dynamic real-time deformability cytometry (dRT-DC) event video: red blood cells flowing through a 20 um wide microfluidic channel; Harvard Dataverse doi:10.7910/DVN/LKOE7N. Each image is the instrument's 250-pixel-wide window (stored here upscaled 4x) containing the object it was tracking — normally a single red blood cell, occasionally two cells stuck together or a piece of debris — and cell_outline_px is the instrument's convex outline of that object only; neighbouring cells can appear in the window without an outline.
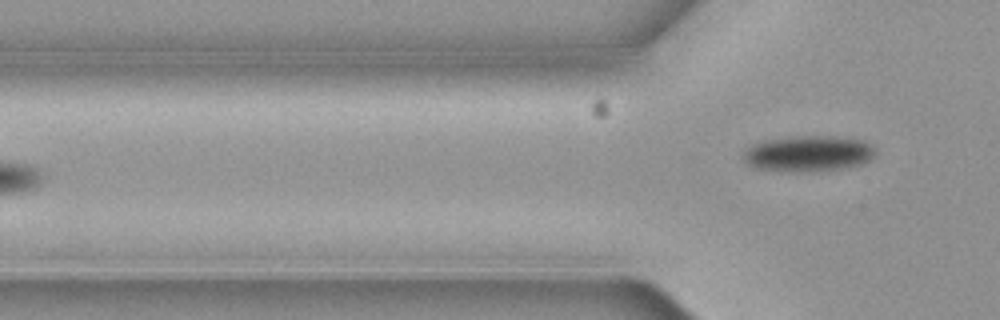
{"species": "common noctule bat (a hibernating species)", "species_latin": "Nyctalus noctula", "temperature_condition": "cold", "stored_images_in_passage": 5, "camera_frame_rate_fps": 3000, "um_per_image_px": 0.085, "animal": {"sex": "female", "body_mass_g": 19.3, "forearm_length_mm": 54.1}, "frame": {"image": 1, "passage_image": 5, "time_ms": 1.333, "image_size_px": [1000, 320], "cell_outline_px": [[876, 152], [868, 160], [860, 164], [844, 168], [756, 168], [748, 164], [744, 160], [744, 152], [752, 144], [760, 140], [788, 136], [836, 136], [864, 140], [872, 144], [876, 148]], "centroid_in_image_um": [68.74, 12.96], "position_along_channel_um": 57.1, "area_um2": 26.47}}